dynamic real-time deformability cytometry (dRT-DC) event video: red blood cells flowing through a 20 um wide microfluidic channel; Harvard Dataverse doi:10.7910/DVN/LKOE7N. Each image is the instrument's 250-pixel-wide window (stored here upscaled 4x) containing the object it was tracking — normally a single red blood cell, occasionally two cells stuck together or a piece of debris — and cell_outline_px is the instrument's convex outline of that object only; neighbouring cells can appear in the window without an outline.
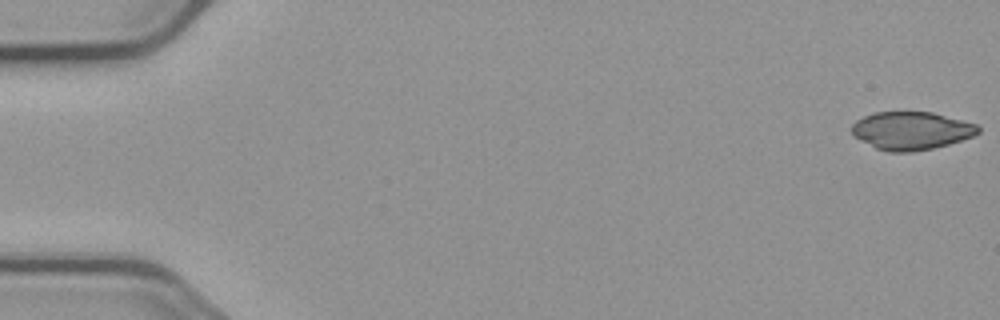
{"species": "common noctule bat (a hibernating species)", "species_latin": "Nyctalus noctula", "temperature_condition": "cold", "stored_images_in_passage": 55, "camera_frame_rate_fps": 3000, "um_per_image_px": 0.085, "animal": {"sex": "male", "body_mass_g": 23.1, "forearm_length_mm": 52.7}, "frame": {"image": 1, "passage_image": 1, "time_ms": 0.0, "image_size_px": [1000, 320], "cell_outline_px": [[980, 132], [972, 136], [948, 144], [932, 148], [912, 152], [888, 152], [876, 148], [856, 136], [852, 132], [852, 124], [856, 120], [872, 112], [932, 112], [976, 124], [980, 128]], "centroid_in_image_um": [77.46, 11.1], "position_along_channel_um": 7.5, "area_um2": 27.69}}